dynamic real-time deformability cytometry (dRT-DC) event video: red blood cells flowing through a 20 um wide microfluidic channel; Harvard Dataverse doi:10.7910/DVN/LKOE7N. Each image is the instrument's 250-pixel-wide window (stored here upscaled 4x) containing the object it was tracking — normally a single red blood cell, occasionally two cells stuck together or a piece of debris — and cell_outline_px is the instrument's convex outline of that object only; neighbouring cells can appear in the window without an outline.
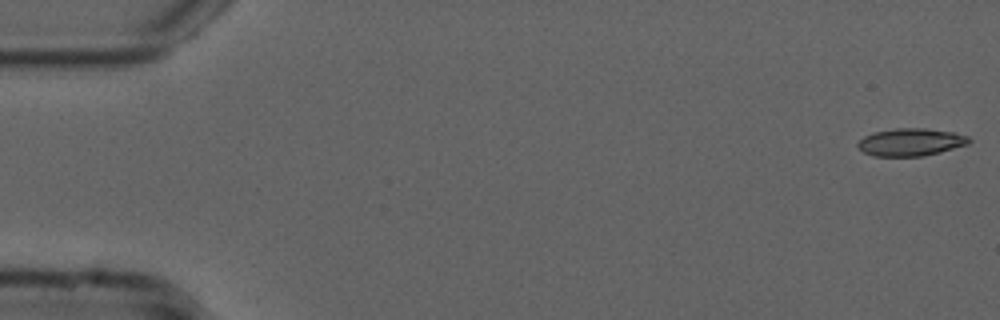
{"species": "common noctule bat (a hibernating species)", "species_latin": "Nyctalus noctula", "temperature_condition": "cold", "stored_images_in_passage": 16, "camera_frame_rate_fps": 3000, "um_per_image_px": 0.085, "animal": {"sex": "male", "forearm_length_mm": 52.5}, "frame": {"image": 1, "passage_image": 1, "time_ms": 0.0, "image_size_px": [1000, 320], "cell_outline_px": [[972, 140], [968, 144], [924, 156], [872, 156], [864, 152], [856, 144], [864, 136], [876, 132], [896, 128], [924, 128], [952, 132], [968, 136]], "centroid_in_image_um": [77.41, 12.08], "position_along_channel_um": 7.6, "area_um2": 17.69}}
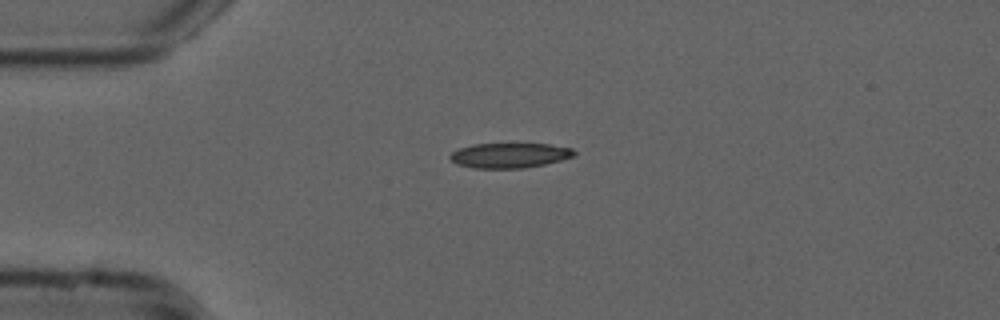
{"frame": {"image": 2, "passage_image": 13, "time_ms": 4.0, "image_size_px": [1000, 320], "cell_outline_px": [[576, 156], [544, 164], [524, 168], [472, 168], [456, 164], [448, 156], [452, 152], [460, 148], [472, 144], [548, 144], [572, 148], [576, 152]], "centroid_in_image_um": [43.31, 13.21], "position_along_channel_um": 41.7, "area_um2": 18.03}}